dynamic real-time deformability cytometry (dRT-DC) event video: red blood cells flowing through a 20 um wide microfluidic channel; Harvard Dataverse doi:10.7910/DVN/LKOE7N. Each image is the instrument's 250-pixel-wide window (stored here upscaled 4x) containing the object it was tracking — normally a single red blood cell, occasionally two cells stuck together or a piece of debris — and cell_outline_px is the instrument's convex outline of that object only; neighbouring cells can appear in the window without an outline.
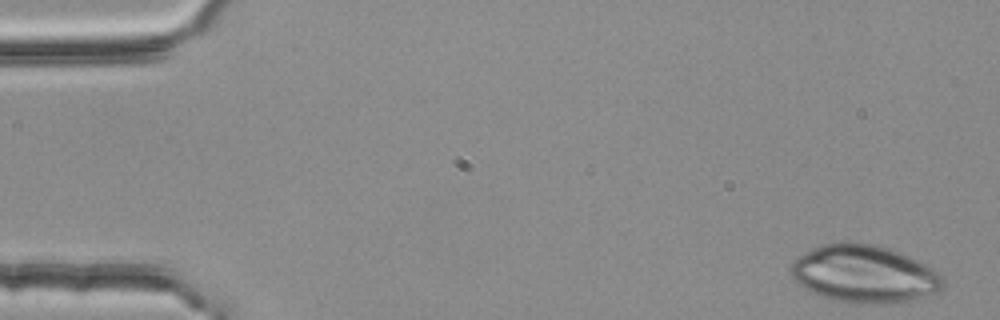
{"species": "common noctule bat (a hibernating species)", "species_latin": "Nyctalus noctula", "temperature_condition": "room temperature", "stored_images_in_passage": 48, "camera_frame_rate_fps": 3000, "um_per_image_px": 0.085, "animal": {"sex": "female", "body_mass_g": 25.1}, "frame": {"image": 1, "passage_image": 1, "time_ms": 0.0, "image_size_px": [1000, 320], "cell_outline_px": [[944, 288], [940, 292], [896, 304], [848, 304], [832, 300], [820, 296], [804, 288], [792, 276], [788, 268], [792, 260], [804, 252], [824, 244], [852, 240], [876, 244], [900, 252], [932, 268], [944, 280]], "centroid_in_image_um": [73.44, 23.3], "position_along_channel_um": 11.6, "area_um2": 51.9}}
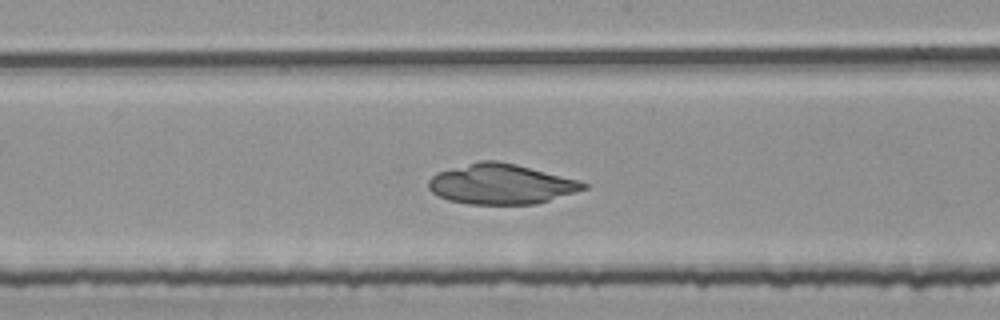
{"frame": {"image": 2, "passage_image": 27, "time_ms": 8.667, "image_size_px": [1000, 320], "cell_outline_px": [[588, 188], [576, 192], [536, 204], [468, 204], [448, 200], [432, 192], [428, 188], [428, 180], [436, 172], [480, 160], [496, 160], [516, 164], [580, 180], [588, 184]], "centroid_in_image_um": [42.59, 15.64], "position_along_channel_um": 205.6, "area_um2": 36.36}}
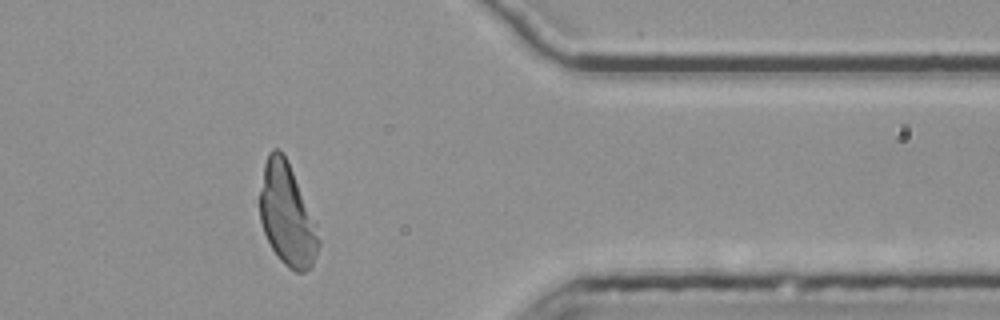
{"frame": {"image": 3, "passage_image": 43, "time_ms": 14.0, "image_size_px": [1000, 320], "cell_outline_px": [[320, 244], [312, 268], [304, 272], [296, 272], [288, 268], [280, 260], [272, 248], [264, 232], [260, 220], [260, 192], [264, 164], [268, 152], [272, 148], [276, 148], [284, 156], [292, 172], [316, 224], [320, 240]], "centroid_in_image_um": [24.4, 18.32], "position_along_channel_um": 387.0, "area_um2": 34.45}}